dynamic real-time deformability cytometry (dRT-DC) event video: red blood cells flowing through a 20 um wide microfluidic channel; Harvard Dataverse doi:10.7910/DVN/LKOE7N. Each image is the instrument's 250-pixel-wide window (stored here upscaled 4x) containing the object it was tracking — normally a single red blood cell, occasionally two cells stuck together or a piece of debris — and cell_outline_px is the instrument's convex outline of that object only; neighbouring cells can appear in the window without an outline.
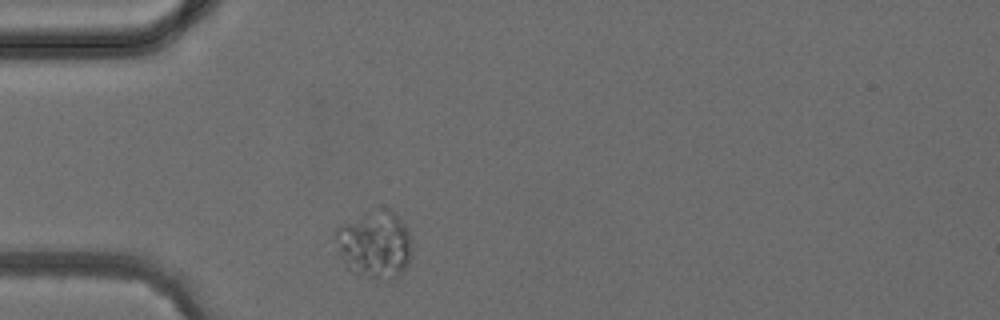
{"species": "common noctule bat (a hibernating species)", "species_latin": "Nyctalus noctula", "temperature_condition": "cold", "stored_images_in_passage": 5, "camera_frame_rate_fps": 3000, "um_per_image_px": 0.085, "animal": {"sex": "female", "body_mass_g": 24.6, "forearm_length_mm": 56.2}, "frame": {"image": 1, "passage_image": 5, "time_ms": 4.667, "image_size_px": [1000, 320], "cell_outline_px": [[412, 256], [408, 268], [396, 280], [388, 280], [364, 276], [348, 272], [332, 240], [332, 232], [340, 224], [368, 212], [384, 208], [392, 208], [396, 212], [412, 236]], "centroid_in_image_um": [31.86, 20.8], "position_along_channel_um": 53.1, "area_um2": 31.44}}